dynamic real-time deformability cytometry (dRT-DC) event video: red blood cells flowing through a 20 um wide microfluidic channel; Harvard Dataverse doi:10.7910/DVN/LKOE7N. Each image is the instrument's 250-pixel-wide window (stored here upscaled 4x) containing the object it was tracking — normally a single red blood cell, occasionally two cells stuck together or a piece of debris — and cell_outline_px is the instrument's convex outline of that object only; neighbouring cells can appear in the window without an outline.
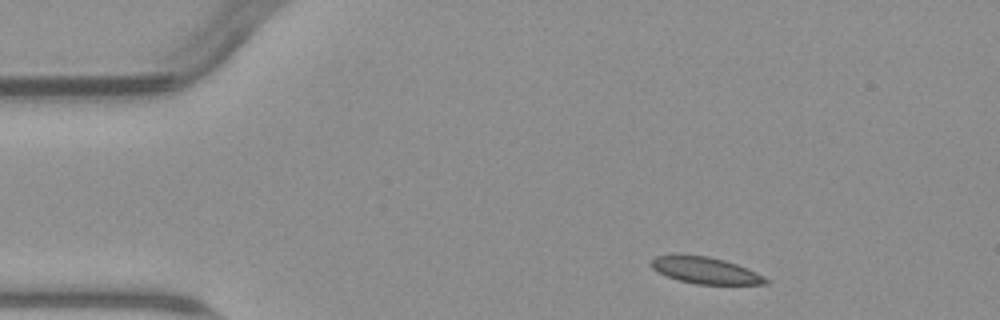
{"species": "common noctule bat (a hibernating species)", "species_latin": "Nyctalus noctula", "temperature_condition": "warm", "stored_images_in_passage": 3, "camera_frame_rate_fps": 3000, "um_per_image_px": 0.085, "animal": {"sex": "male", "body_mass_g": 23.1, "forearm_length_mm": 52.7}, "frame": {"image": 1, "passage_image": 1, "time_ms": 0.0, "image_size_px": [1000, 320], "cell_outline_px": [[768, 284], [696, 284], [680, 280], [668, 276], [652, 268], [652, 260], [656, 256], [708, 256], [724, 260], [748, 268], [764, 276], [768, 280]], "centroid_in_image_um": [60.03, 23.0], "position_along_channel_um": 25.0, "area_um2": 17.17}}